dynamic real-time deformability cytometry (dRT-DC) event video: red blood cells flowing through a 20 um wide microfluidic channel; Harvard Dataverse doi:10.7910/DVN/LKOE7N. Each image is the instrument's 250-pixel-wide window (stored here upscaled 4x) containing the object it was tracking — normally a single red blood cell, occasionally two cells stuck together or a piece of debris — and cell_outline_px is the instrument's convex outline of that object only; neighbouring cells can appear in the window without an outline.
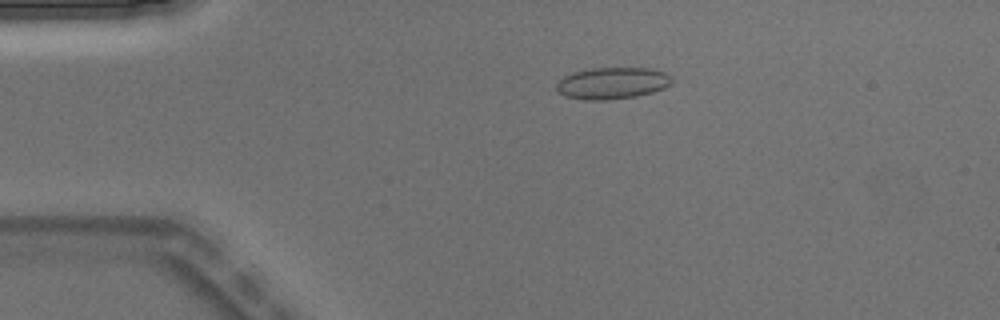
{"species": "Egyptian fruit bat (a non-hibernating species)", "species_latin": "Rousettus aegyptiacus", "temperature_condition": "warm", "stored_images_in_passage": 4, "camera_frame_rate_fps": 3000, "um_per_image_px": 0.085, "animal": {"sex": "male"}, "frame": {"image": 1, "passage_image": 3, "time_ms": 0.667, "image_size_px": [1000, 320], "cell_outline_px": [[676, 80], [672, 84], [664, 88], [652, 92], [636, 96], [604, 100], [584, 100], [564, 96], [556, 88], [556, 84], [564, 76], [572, 72], [592, 68], [652, 68], [664, 72], [672, 76]], "centroid_in_image_um": [52.08, 7.06], "position_along_channel_um": 32.9, "area_um2": 21.5}}